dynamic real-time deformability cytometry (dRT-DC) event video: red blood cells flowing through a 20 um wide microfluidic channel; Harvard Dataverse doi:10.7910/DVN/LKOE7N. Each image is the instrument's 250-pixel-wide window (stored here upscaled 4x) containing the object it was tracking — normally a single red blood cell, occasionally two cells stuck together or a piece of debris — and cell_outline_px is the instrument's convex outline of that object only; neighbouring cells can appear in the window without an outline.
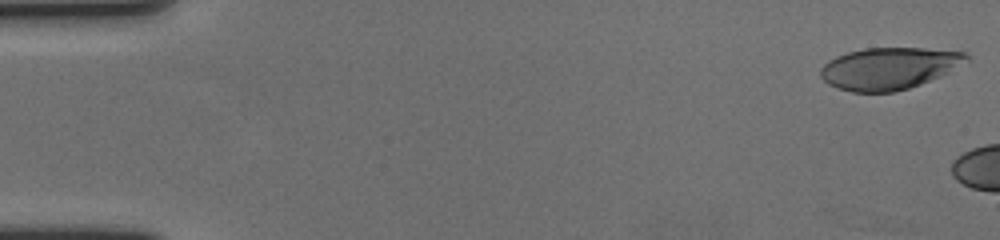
{"species": "human", "species_latin": "Homo sapiens", "temperature_condition": "cold", "stored_images_in_passage": 7, "camera_frame_rate_fps": 3000, "um_per_image_px": 0.085, "donor": {"sex": "female"}, "frame": {"image": 1, "passage_image": 1, "time_ms": 0.0, "image_size_px": [1000, 240], "cell_outline_px": [[968, 60], [948, 72], [940, 76], [920, 84], [908, 88], [892, 92], [852, 92], [836, 88], [828, 84], [820, 76], [820, 68], [828, 60], [836, 56], [848, 52], [864, 48], [924, 48], [964, 52], [968, 56]], "centroid_in_image_um": [75.52, 5.81], "position_along_channel_um": 9.5, "area_um2": 35.49}}